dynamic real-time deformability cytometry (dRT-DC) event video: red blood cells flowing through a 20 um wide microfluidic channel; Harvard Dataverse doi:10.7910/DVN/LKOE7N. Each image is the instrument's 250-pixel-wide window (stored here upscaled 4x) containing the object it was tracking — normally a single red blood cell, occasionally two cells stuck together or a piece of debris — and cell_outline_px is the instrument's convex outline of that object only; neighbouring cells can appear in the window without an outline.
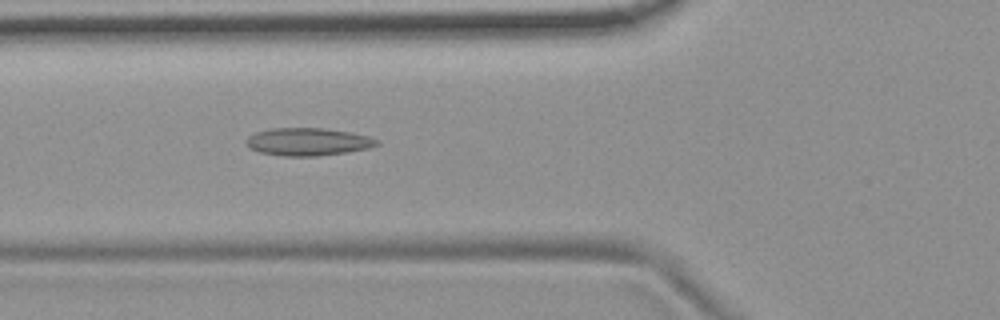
{"species": "common noctule bat (a hibernating species)", "species_latin": "Nyctalus noctula", "temperature_condition": "room temperature", "stored_images_in_passage": 54, "camera_frame_rate_fps": 3000, "um_per_image_px": 0.085, "animal": {"sex": "female", "body_mass_g": 19.9}, "frame": {"image": 1, "passage_image": 20, "time_ms": 6.333, "image_size_px": [1000, 320], "cell_outline_px": [[380, 144], [368, 148], [348, 152], [320, 156], [284, 156], [260, 152], [252, 148], [244, 140], [248, 136], [256, 132], [272, 128], [324, 128], [352, 132], [368, 136], [380, 140]], "centroid_in_image_um": [26.22, 12.05], "position_along_channel_um": 99.6, "area_um2": 21.15}}
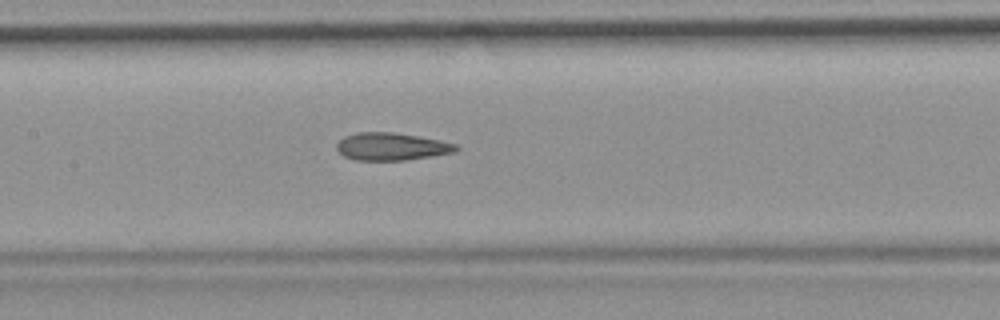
{"frame": {"image": 2, "passage_image": 26, "time_ms": 8.333, "image_size_px": [1000, 320], "cell_outline_px": [[460, 148], [452, 152], [432, 156], [404, 160], [356, 160], [344, 156], [336, 148], [336, 144], [344, 136], [356, 132], [392, 132], [440, 140], [456, 144]], "centroid_in_image_um": [33.25, 12.45], "position_along_channel_um": 174.2, "area_um2": 19.02}}
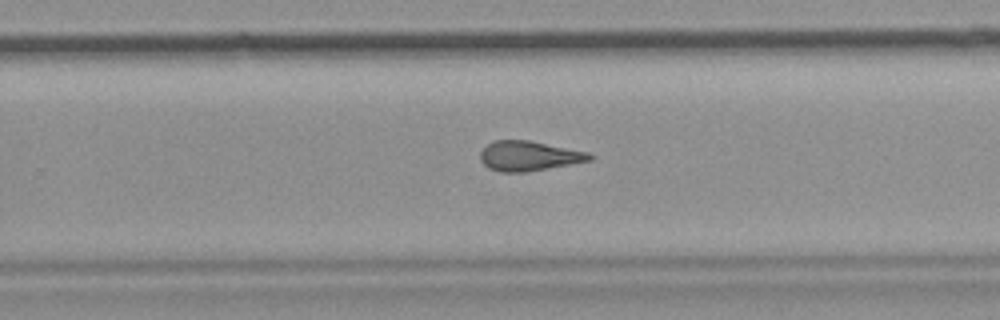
{"frame": {"image": 3, "passage_image": 35, "time_ms": 11.333, "image_size_px": [1000, 320], "cell_outline_px": [[596, 156], [592, 160], [524, 172], [500, 172], [488, 168], [480, 160], [480, 152], [492, 140], [528, 140], [588, 152]], "centroid_in_image_um": [44.94, 13.25], "position_along_channel_um": 284.9, "area_um2": 18.9}, "authors_computed_cell_mechanics": {"area_um2": 19.7965, "velocity_mm_per_s": 3.7204, "shape_relaxation_time_tau1_ms": null, "shape_relaxation_time_tau2_ms": 2.9108, "deformation_change_tau1": null, "deformation_change_tau2": 0.1176}}